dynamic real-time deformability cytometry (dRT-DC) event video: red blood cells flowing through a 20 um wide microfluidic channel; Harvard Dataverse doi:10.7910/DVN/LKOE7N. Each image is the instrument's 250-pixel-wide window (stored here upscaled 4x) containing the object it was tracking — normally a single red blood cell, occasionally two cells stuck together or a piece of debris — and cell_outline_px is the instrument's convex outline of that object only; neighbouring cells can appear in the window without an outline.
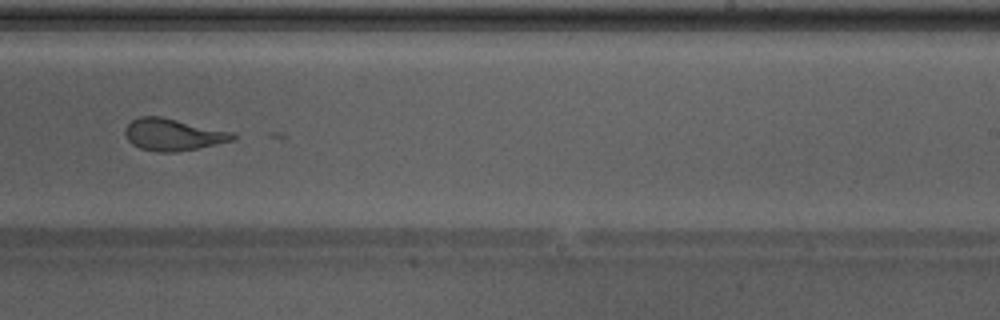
{"species": "Egyptian fruit bat (a non-hibernating species)", "species_latin": "Rousettus aegyptiacus", "temperature_condition": "warm", "stored_images_in_passage": 40, "camera_frame_rate_fps": 3000, "um_per_image_px": 0.085, "animal": {"sex": "male"}, "frame": {"image": 1, "passage_image": 21, "time_ms": 6.667, "image_size_px": [1000, 320], "cell_outline_px": [[236, 140], [176, 152], [156, 152], [140, 148], [132, 144], [128, 140], [124, 132], [124, 128], [132, 120], [140, 116], [160, 116], [232, 132], [236, 136]], "centroid_in_image_um": [14.68, 11.44], "position_along_channel_um": 274.3, "area_um2": 19.94}}